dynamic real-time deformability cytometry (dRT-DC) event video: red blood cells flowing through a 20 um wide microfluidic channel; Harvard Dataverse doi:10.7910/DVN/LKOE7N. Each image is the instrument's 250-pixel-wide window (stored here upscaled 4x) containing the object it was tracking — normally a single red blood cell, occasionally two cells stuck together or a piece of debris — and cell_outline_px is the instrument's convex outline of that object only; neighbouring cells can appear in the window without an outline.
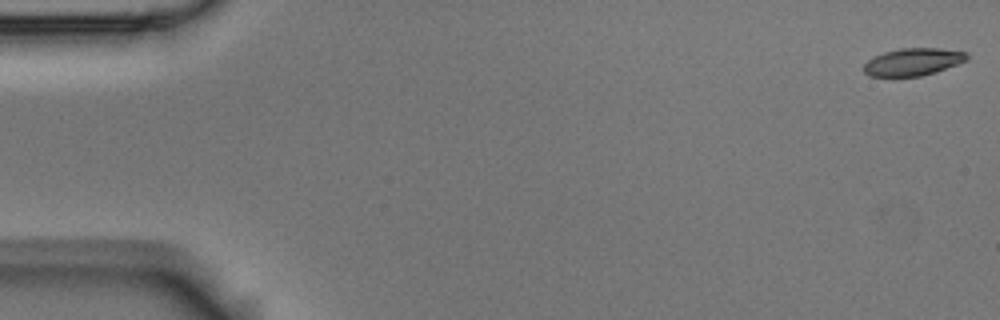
{"species": "Egyptian fruit bat (a non-hibernating species)", "species_latin": "Rousettus aegyptiacus", "temperature_condition": "room temperature", "stored_images_in_passage": 54, "camera_frame_rate_fps": 3000, "um_per_image_px": 0.085, "animal": {"sex": "male"}, "frame": {"image": 1, "passage_image": 1, "time_ms": 0.0, "image_size_px": [1000, 320], "cell_outline_px": [[968, 60], [936, 72], [920, 76], [868, 76], [864, 72], [864, 64], [872, 56], [884, 52], [900, 48], [936, 48], [968, 52]], "centroid_in_image_um": [77.6, 5.25], "position_along_channel_um": 7.4, "area_um2": 16.53}}
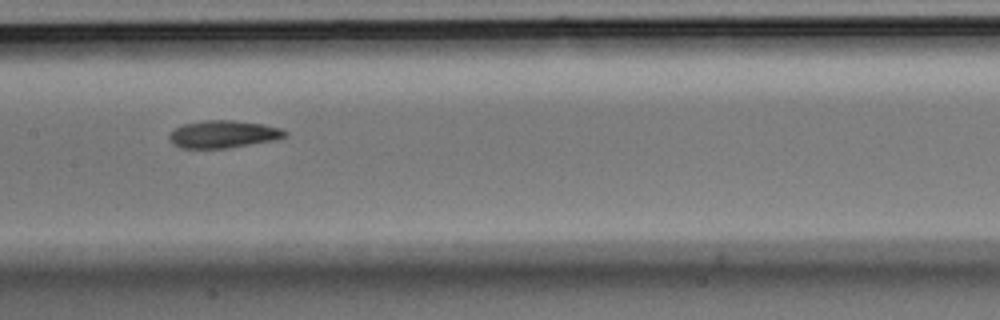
{"frame": {"image": 2, "passage_image": 27, "time_ms": 8.667, "image_size_px": [1000, 320], "cell_outline_px": [[288, 132], [284, 136], [276, 140], [228, 148], [180, 148], [172, 144], [168, 140], [168, 136], [176, 128], [184, 124], [204, 120], [232, 120], [260, 124], [280, 128]], "centroid_in_image_um": [18.95, 11.42], "position_along_channel_um": 188.5, "area_um2": 18.44}}
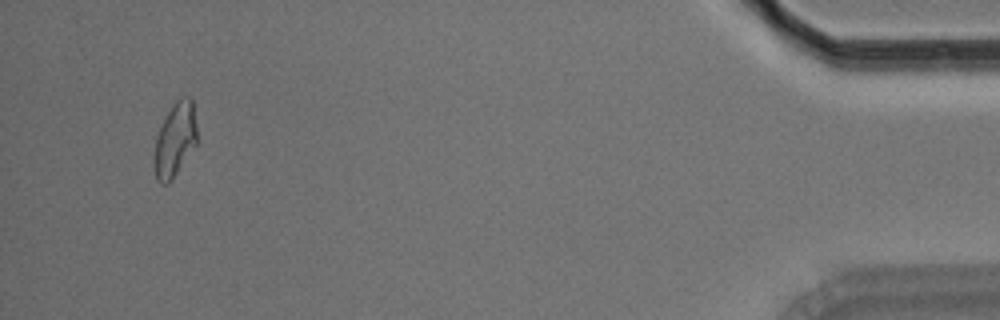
{"frame": {"image": 3, "passage_image": 52, "time_ms": 17.0, "image_size_px": [1000, 320], "cell_outline_px": [[196, 144], [172, 180], [168, 184], [160, 184], [156, 180], [156, 140], [160, 128], [172, 104], [180, 96], [192, 96], [196, 124]], "centroid_in_image_um": [14.91, 11.84], "position_along_channel_um": 420.3, "area_um2": 18.03}, "authors_computed_cell_mechanics": {"area_um2": 18.0336, "velocity_mm_per_s": 3.7037, "shape_relaxation_time_tau1_ms": 6.6355, "shape_relaxation_time_tau2_ms": 4.9855, "deformation_change_tau1": 0.1649, "deformation_change_tau2": 0.1269}}